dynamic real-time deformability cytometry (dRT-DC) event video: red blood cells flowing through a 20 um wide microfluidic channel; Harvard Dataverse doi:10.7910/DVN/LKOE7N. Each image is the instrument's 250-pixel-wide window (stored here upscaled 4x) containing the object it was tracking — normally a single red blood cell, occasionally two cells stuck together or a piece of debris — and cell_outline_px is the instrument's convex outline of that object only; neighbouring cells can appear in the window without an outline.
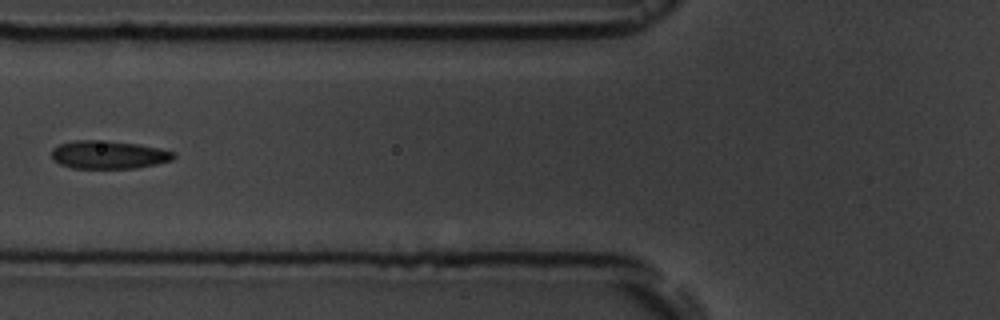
{"species": "common noctule bat (a hibernating species)", "species_latin": "Nyctalus noctula", "temperature_condition": "room temperature", "stored_images_in_passage": 9, "camera_frame_rate_fps": 3000, "um_per_image_px": 0.085, "animal": {"sex": "male", "body_mass_g": 19.5, "forearm_length_mm": 54.6}, "frame": {"image": 1, "passage_image": 6, "time_ms": 6.0, "image_size_px": [1000, 320], "cell_outline_px": [[176, 156], [172, 160], [156, 164], [136, 168], [72, 168], [60, 164], [52, 160], [52, 148], [60, 144], [72, 140], [108, 140], [140, 144], [160, 148], [176, 152]], "centroid_in_image_um": [9.24, 13.14], "position_along_channel_um": 116.6, "area_um2": 20.29}}
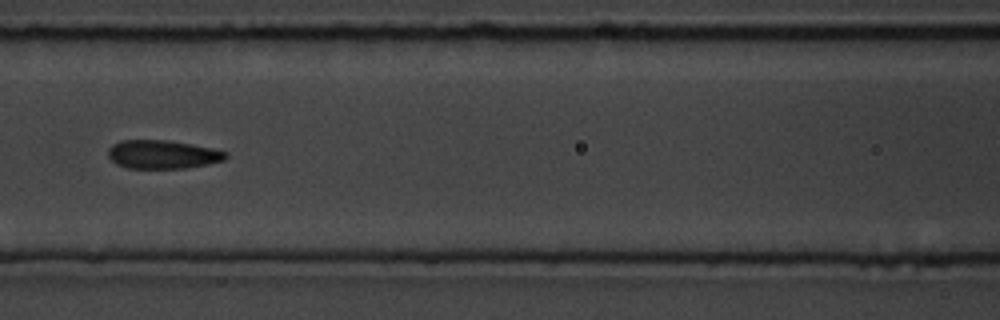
{"frame": {"image": 2, "passage_image": 7, "time_ms": 7.0, "image_size_px": [1000, 320], "cell_outline_px": [[228, 156], [224, 160], [208, 164], [184, 168], [128, 168], [116, 164], [108, 156], [108, 148], [112, 144], [120, 140], [168, 140], [192, 144], [212, 148], [228, 152]], "centroid_in_image_um": [13.81, 13.12], "position_along_channel_um": 152.8, "area_um2": 19.65}}
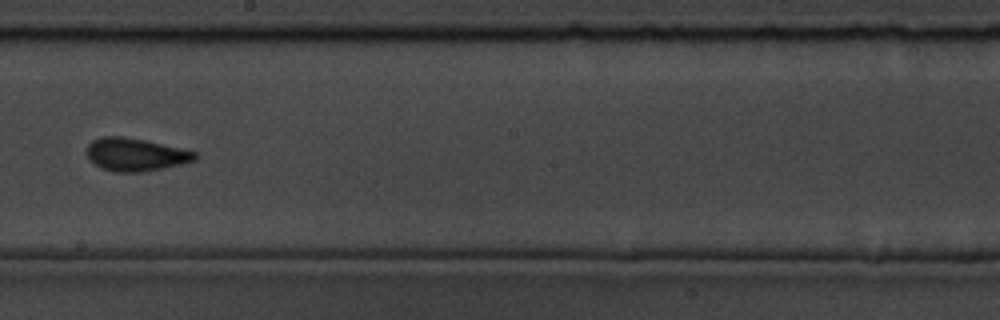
{"frame": {"image": 3, "passage_image": 9, "time_ms": 9.333, "image_size_px": [1000, 320], "cell_outline_px": [[196, 160], [180, 164], [140, 172], [112, 172], [100, 168], [84, 152], [88, 144], [92, 140], [100, 136], [124, 136], [144, 140], [180, 148], [196, 152]], "centroid_in_image_um": [11.45, 13.13], "position_along_channel_um": 236.7, "area_um2": 20.63}}